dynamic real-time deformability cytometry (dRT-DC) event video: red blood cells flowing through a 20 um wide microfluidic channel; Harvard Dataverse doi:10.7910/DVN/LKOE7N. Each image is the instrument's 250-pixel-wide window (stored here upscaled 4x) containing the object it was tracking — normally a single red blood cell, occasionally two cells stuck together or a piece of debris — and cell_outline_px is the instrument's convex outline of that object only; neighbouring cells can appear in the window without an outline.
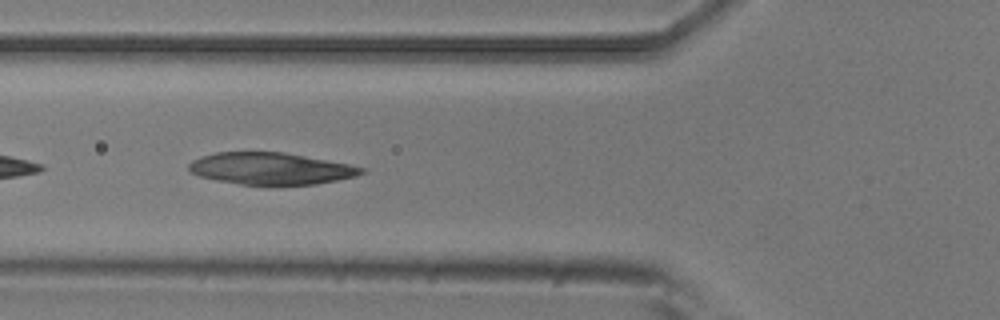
{"species": "common noctule bat (a hibernating species)", "species_latin": "Nyctalus noctula", "temperature_condition": "room temperature", "stored_images_in_passage": 7, "camera_frame_rate_fps": 3000, "um_per_image_px": 0.085, "animal": {"sex": "male", "body_mass_g": 20.5, "forearm_length_mm": 52.5}, "frame": {"image": 1, "passage_image": 4, "time_ms": 1.0, "image_size_px": [1000, 320], "cell_outline_px": [[368, 168], [364, 172], [356, 176], [316, 184], [240, 184], [216, 180], [200, 176], [192, 172], [188, 168], [188, 164], [192, 160], [200, 156], [216, 152], [284, 152], [348, 164]], "centroid_in_image_um": [23.0, 14.32], "position_along_channel_um": 102.8, "area_um2": 31.79}}
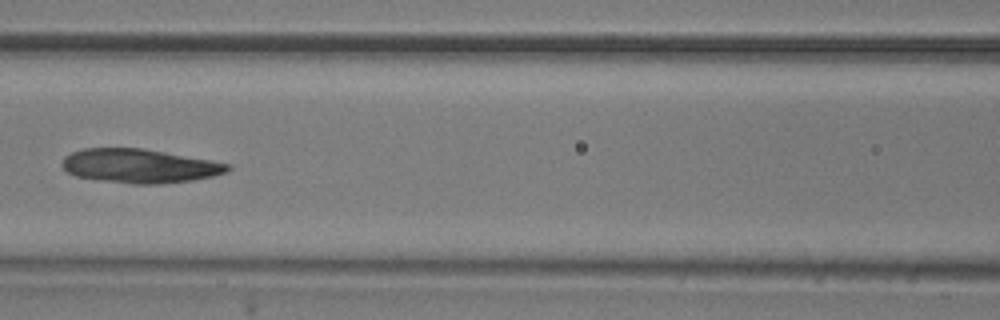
{"frame": {"image": 2, "passage_image": 5, "time_ms": 1.333, "image_size_px": [1000, 320], "cell_outline_px": [[232, 168], [228, 172], [212, 176], [192, 180], [160, 184], [132, 184], [100, 180], [76, 176], [68, 172], [64, 168], [64, 156], [72, 152], [84, 148], [144, 148], [232, 164]], "centroid_in_image_um": [11.91, 14.1], "position_along_channel_um": 154.7, "area_um2": 32.71}}
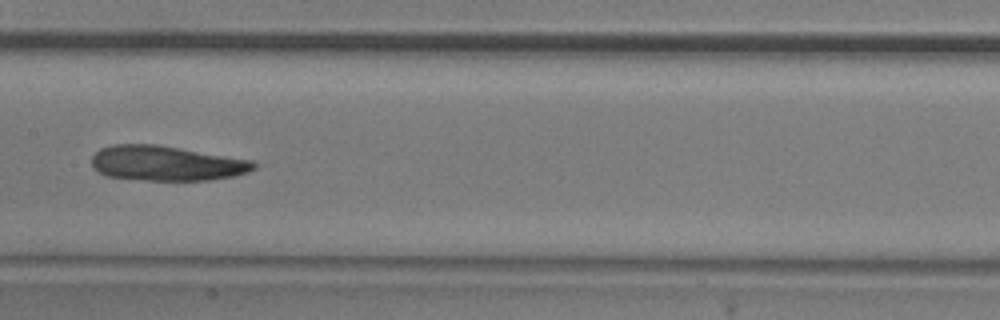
{"frame": {"image": 3, "passage_image": 6, "time_ms": 1.667, "image_size_px": [1000, 320], "cell_outline_px": [[256, 168], [248, 172], [236, 176], [208, 180], [144, 180], [108, 176], [92, 168], [92, 156], [100, 148], [112, 144], [156, 144], [252, 160], [256, 164]], "centroid_in_image_um": [14.14, 13.88], "position_along_channel_um": 193.3, "area_um2": 33.0}}